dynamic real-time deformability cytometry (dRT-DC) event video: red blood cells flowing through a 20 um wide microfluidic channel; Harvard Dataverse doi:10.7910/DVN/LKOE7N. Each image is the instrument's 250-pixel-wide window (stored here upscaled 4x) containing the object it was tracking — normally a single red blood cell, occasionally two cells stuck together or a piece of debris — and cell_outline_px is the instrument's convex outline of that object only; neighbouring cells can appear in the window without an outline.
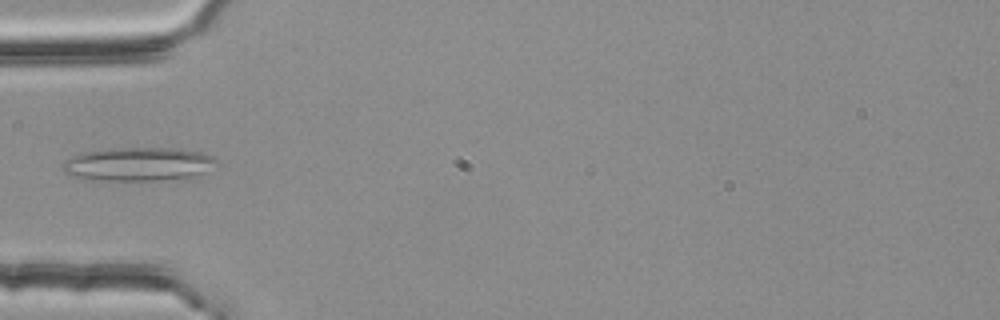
{"species": "common noctule bat (a hibernating species)", "species_latin": "Nyctalus noctula", "temperature_condition": "room temperature", "stored_images_in_passage": 2, "camera_frame_rate_fps": 3000, "um_per_image_px": 0.085, "animal": {"sex": "female", "body_mass_g": 25.1}, "frame": {"image": 1, "passage_image": 2, "time_ms": 0.333, "image_size_px": [1000, 320], "cell_outline_px": [[216, 164], [204, 172], [192, 176], [156, 180], [84, 180], [60, 168], [64, 160], [72, 156], [84, 152], [116, 148], [180, 148], [204, 152], [216, 156]], "centroid_in_image_um": [11.77, 13.93], "position_along_channel_um": 73.2, "area_um2": 30.06}}